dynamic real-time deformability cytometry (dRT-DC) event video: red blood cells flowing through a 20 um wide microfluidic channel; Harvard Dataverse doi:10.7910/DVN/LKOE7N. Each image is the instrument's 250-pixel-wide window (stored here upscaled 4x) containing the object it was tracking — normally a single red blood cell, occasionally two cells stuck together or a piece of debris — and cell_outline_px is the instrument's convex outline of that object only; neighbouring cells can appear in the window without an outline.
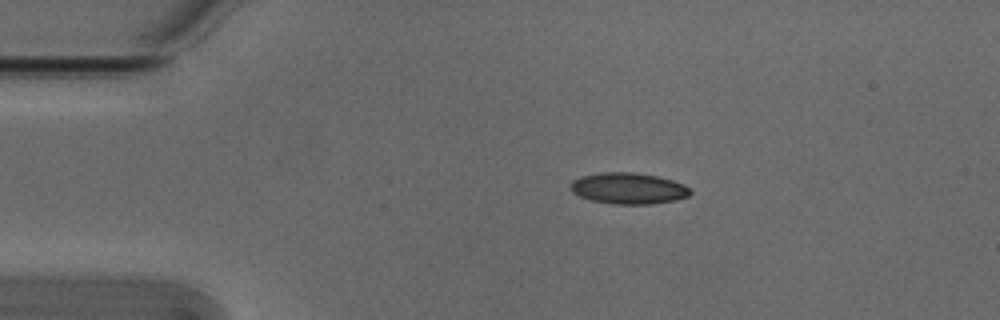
{"species": "Egyptian fruit bat (a non-hibernating species)", "species_latin": "Rousettus aegyptiacus", "temperature_condition": "cold", "stored_images_in_passage": 5, "camera_frame_rate_fps": 3000, "um_per_image_px": 0.085, "animal": {"sex": "male"}, "frame": {"image": 1, "passage_image": 2, "time_ms": 0.333, "image_size_px": [1000, 320], "cell_outline_px": [[692, 192], [688, 196], [676, 200], [652, 204], [612, 204], [592, 200], [580, 196], [572, 192], [572, 180], [580, 176], [600, 172], [632, 172], [656, 176], [672, 180], [684, 184]], "centroid_in_image_um": [53.42, 16.01], "position_along_channel_um": 31.6, "area_um2": 21.73}}
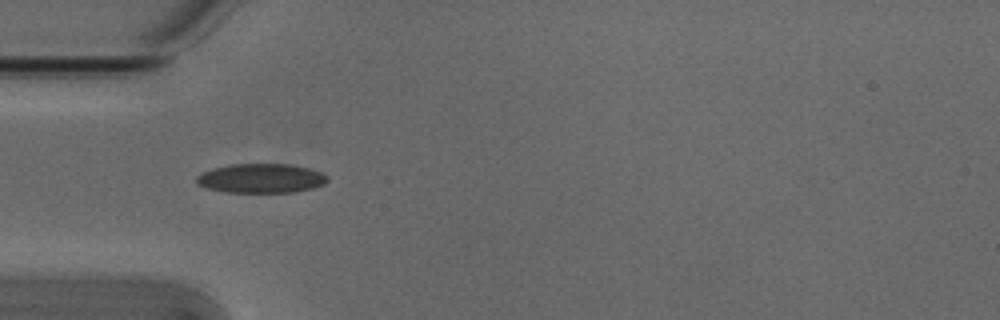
{"frame": {"image": 2, "passage_image": 3, "time_ms": 0.667, "image_size_px": [1000, 320], "cell_outline_px": [[328, 180], [324, 184], [312, 188], [296, 192], [224, 192], [208, 188], [196, 184], [196, 176], [212, 168], [232, 164], [292, 164], [308, 168], [320, 172], [328, 176]], "centroid_in_image_um": [22.19, 15.16], "position_along_channel_um": 62.8, "area_um2": 22.37}}
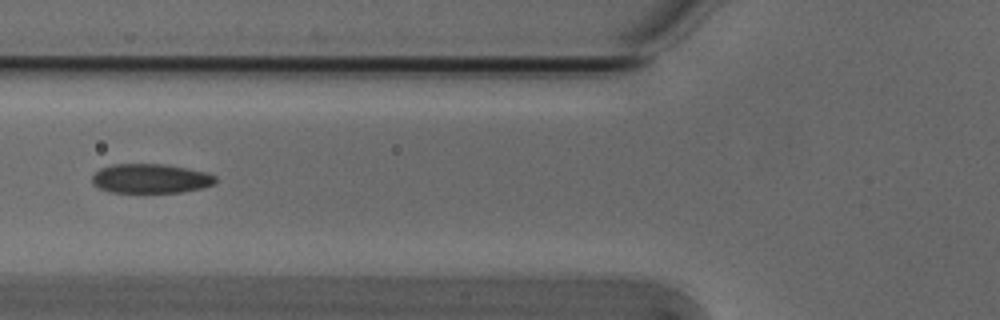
{"frame": {"image": 3, "passage_image": 4, "time_ms": 1.0, "image_size_px": [1000, 320], "cell_outline_px": [[216, 184], [204, 188], [180, 192], [108, 192], [92, 184], [92, 176], [100, 168], [112, 164], [164, 164], [188, 168], [208, 172], [216, 176]], "centroid_in_image_um": [12.84, 15.17], "position_along_channel_um": 113.0, "area_um2": 21.33}}